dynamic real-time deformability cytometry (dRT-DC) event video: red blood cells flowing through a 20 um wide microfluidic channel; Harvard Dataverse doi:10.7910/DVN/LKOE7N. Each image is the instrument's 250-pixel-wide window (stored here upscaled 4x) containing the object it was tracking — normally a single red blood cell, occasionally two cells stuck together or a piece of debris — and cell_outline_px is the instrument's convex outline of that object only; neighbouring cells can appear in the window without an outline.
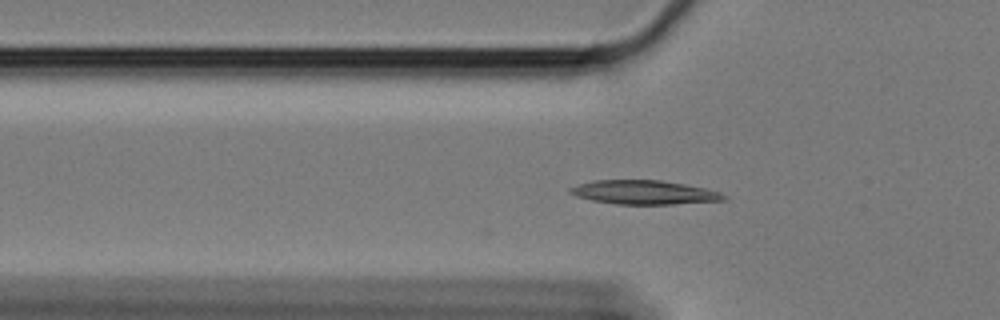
{"species": "Egyptian fruit bat (a non-hibernating species)", "species_latin": "Rousettus aegyptiacus", "temperature_condition": "cold", "stored_images_in_passage": 6, "camera_frame_rate_fps": 3000, "um_per_image_px": 0.085, "animal": {"sex": "female"}, "frame": {"image": 1, "passage_image": 3, "time_ms": 0.667, "image_size_px": [1000, 320], "cell_outline_px": [[728, 196], [724, 200], [672, 204], [616, 204], [592, 200], [576, 196], [568, 192], [568, 188], [576, 184], [592, 180], [660, 180], [684, 184], [704, 188], [720, 192]], "centroid_in_image_um": [54.7, 16.34], "position_along_channel_um": 71.1, "area_um2": 21.44}}